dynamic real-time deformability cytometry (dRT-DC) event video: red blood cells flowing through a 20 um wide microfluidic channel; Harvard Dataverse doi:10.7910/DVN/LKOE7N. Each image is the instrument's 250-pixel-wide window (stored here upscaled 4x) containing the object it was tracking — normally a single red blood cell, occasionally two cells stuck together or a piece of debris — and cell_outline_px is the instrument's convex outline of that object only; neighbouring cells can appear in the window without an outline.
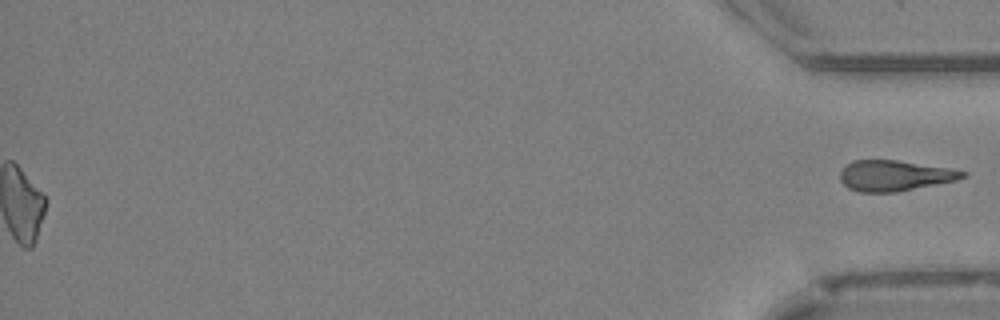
{"species": "Egyptian fruit bat (a non-hibernating species)", "species_latin": "Rousettus aegyptiacus", "temperature_condition": "cold", "stored_images_in_passage": 35, "segment_of_instrument_passage": [2, 2], "camera_frame_rate_fps": 3000, "um_per_image_px": 0.085, "animal": {"sex": "female"}, "frame": {"image": 1, "passage_image": 35, "time_ms": 11.333, "image_size_px": [1000, 320], "cell_outline_px": [[968, 176], [956, 180], [896, 192], [860, 192], [848, 188], [840, 180], [840, 172], [844, 164], [852, 160], [896, 160], [952, 168], [968, 172]], "centroid_in_image_um": [76.03, 14.92], "position_along_channel_um": 359.2, "area_um2": 22.02}}